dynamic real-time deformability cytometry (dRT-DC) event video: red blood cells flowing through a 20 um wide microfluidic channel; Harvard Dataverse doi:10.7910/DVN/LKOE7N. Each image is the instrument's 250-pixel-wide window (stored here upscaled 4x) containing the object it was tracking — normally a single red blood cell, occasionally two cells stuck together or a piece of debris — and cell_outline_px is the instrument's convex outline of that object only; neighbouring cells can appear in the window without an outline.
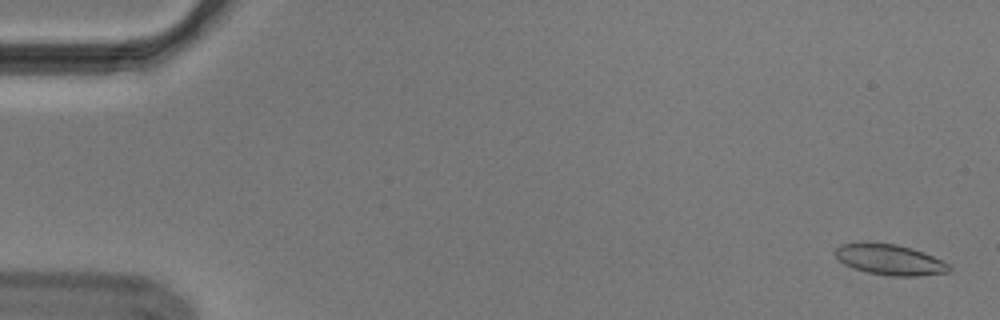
{"species": "Egyptian fruit bat (a non-hibernating species)", "species_latin": "Rousettus aegyptiacus", "temperature_condition": "cold", "stored_images_in_passage": 55, "segment_of_instrument_passage": [1, 2], "camera_frame_rate_fps": 3000, "um_per_image_px": 0.085, "animal": {"sex": "male"}, "frame": {"image": 1, "passage_image": 2, "time_ms": 0.333, "image_size_px": [1000, 320], "cell_outline_px": [[952, 268], [948, 272], [916, 276], [892, 276], [868, 272], [844, 264], [836, 256], [836, 248], [840, 244], [896, 244], [912, 248], [924, 252], [948, 264]], "centroid_in_image_um": [75.68, 22.09], "position_along_channel_um": 9.3, "area_um2": 19.65}}
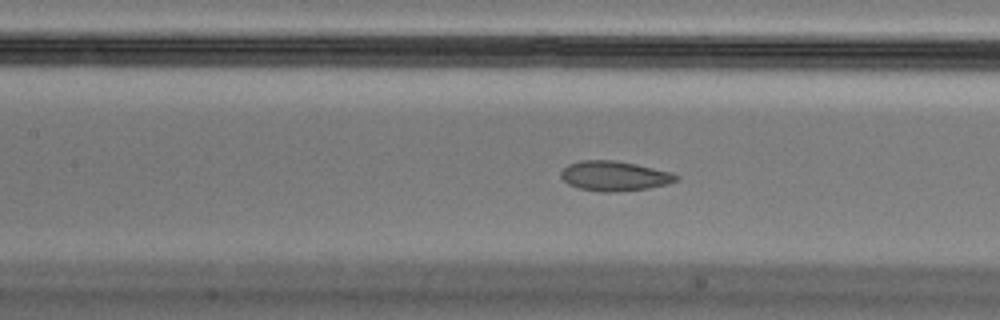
{"frame": {"image": 2, "passage_image": 25, "time_ms": 8.0, "image_size_px": [1000, 320], "cell_outline_px": [[680, 180], [668, 184], [648, 188], [612, 192], [604, 192], [580, 188], [568, 184], [560, 176], [560, 172], [568, 164], [580, 160], [616, 160], [636, 164], [672, 172], [680, 176]], "centroid_in_image_um": [52.25, 14.95], "position_along_channel_um": 155.1, "area_um2": 20.11}}
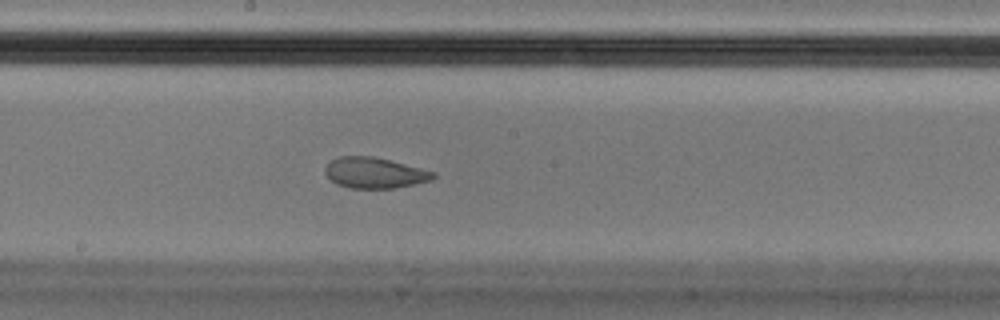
{"frame": {"image": 3, "passage_image": 30, "time_ms": 9.667, "image_size_px": [1000, 320], "cell_outline_px": [[436, 176], [432, 180], [392, 188], [352, 188], [336, 184], [324, 172], [324, 168], [332, 160], [340, 156], [372, 156], [436, 172]], "centroid_in_image_um": [31.83, 14.69], "position_along_channel_um": 216.4, "area_um2": 19.07}}